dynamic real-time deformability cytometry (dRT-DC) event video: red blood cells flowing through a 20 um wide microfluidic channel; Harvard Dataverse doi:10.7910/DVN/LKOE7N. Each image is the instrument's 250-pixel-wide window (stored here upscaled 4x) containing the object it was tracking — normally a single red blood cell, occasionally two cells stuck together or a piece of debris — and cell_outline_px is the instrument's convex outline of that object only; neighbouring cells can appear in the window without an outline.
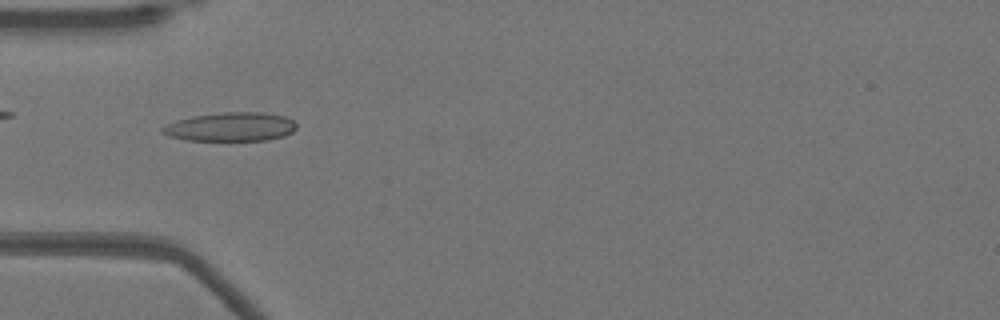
{"species": "Egyptian fruit bat (a non-hibernating species)", "species_latin": "Rousettus aegyptiacus", "temperature_condition": "warm", "stored_images_in_passage": 51, "camera_frame_rate_fps": 3000, "um_per_image_px": 0.085, "animal": {"sex": "female"}, "frame": {"image": 1, "passage_image": 16, "time_ms": 5.0, "image_size_px": [1000, 320], "cell_outline_px": [[296, 128], [292, 132], [284, 136], [268, 140], [188, 140], [168, 136], [160, 132], [160, 128], [176, 120], [192, 116], [224, 112], [264, 112], [284, 116], [292, 120], [296, 124]], "centroid_in_image_um": [19.6, 10.78], "position_along_channel_um": 65.4, "area_um2": 22.54}}
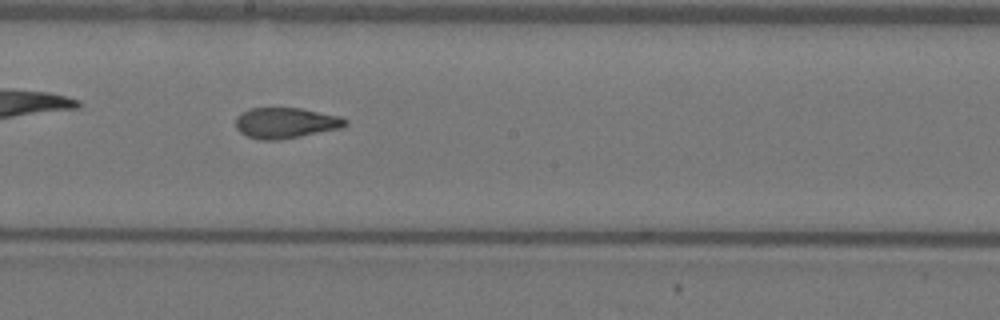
{"frame": {"image": 2, "passage_image": 28, "time_ms": 9.0, "image_size_px": [1000, 320], "cell_outline_px": [[348, 124], [340, 128], [280, 140], [256, 140], [240, 132], [236, 128], [236, 116], [240, 112], [252, 108], [300, 108], [340, 116], [348, 120]], "centroid_in_image_um": [24.26, 10.45], "position_along_channel_um": 223.9, "area_um2": 19.65}}
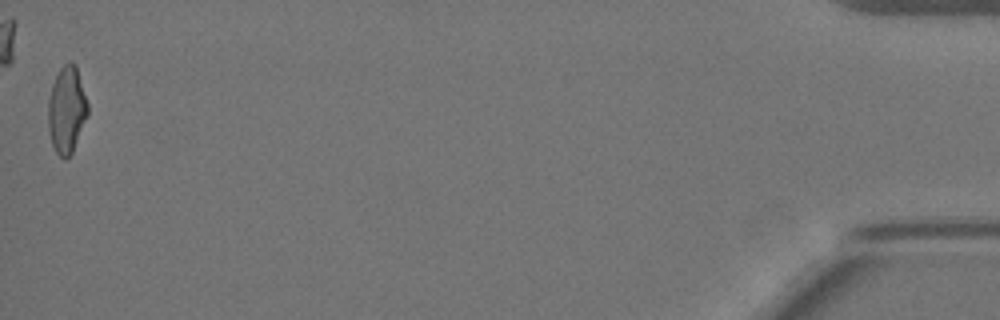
{"frame": {"image": 3, "passage_image": 51, "time_ms": 16.667, "image_size_px": [1000, 320], "cell_outline_px": [[88, 112], [72, 152], [64, 160], [56, 152], [52, 144], [48, 128], [48, 100], [52, 84], [60, 68], [68, 60], [72, 60], [76, 64], [88, 104]], "centroid_in_image_um": [5.66, 9.28], "position_along_channel_um": 429.5, "area_um2": 19.94}, "authors_computed_cell_mechanics": {"area_um2": 20.2878, "velocity_mm_per_s": 3.9434, "shape_relaxation_time_tau1_ms": 8.2776, "shape_relaxation_time_tau2_ms": 1.8711, "deformation_change_tau1": 0.2165, "deformation_change_tau2": 0.0945}}